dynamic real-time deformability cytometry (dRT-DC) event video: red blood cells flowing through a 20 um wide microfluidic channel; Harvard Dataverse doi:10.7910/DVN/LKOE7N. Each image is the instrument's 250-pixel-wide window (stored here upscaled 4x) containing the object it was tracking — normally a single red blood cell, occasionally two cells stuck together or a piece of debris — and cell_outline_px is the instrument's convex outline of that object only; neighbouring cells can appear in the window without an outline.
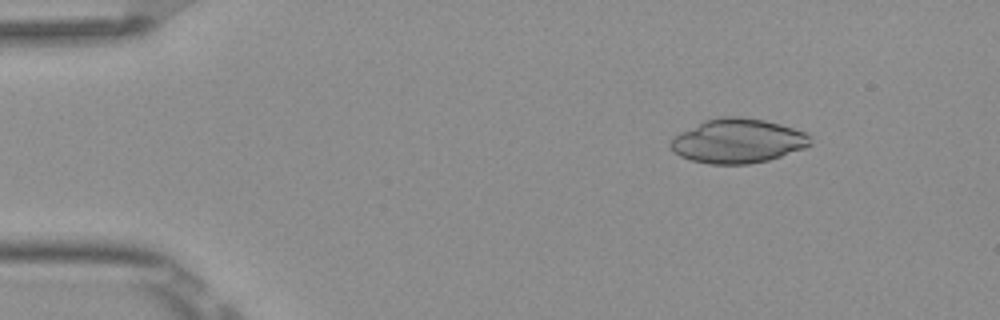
{"species": "Egyptian fruit bat (a non-hibernating species)", "species_latin": "Rousettus aegyptiacus", "temperature_condition": "room temperature", "stored_images_in_passage": 6, "camera_frame_rate_fps": 3000, "um_per_image_px": 0.085, "frame": {"image": 1, "passage_image": 2, "time_ms": 0.333, "image_size_px": [1000, 320], "cell_outline_px": [[812, 144], [804, 148], [768, 160], [748, 164], [708, 164], [692, 160], [680, 156], [668, 144], [680, 132], [704, 120], [724, 116], [736, 116], [764, 120], [780, 124], [804, 132], [808, 136]], "centroid_in_image_um": [62.69, 11.98], "position_along_channel_um": 22.3, "area_um2": 35.72}}